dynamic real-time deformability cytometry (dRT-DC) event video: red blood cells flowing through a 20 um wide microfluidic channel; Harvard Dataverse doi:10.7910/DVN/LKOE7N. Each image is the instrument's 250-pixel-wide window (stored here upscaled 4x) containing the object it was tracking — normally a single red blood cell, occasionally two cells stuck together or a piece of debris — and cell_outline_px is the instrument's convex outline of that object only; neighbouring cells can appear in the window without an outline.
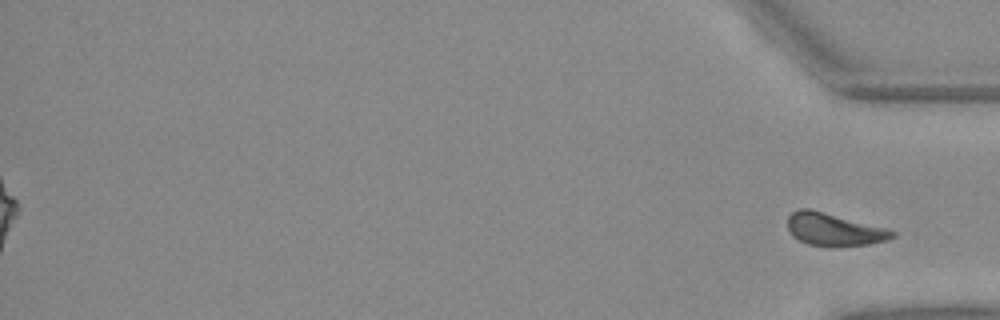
{"species": "Egyptian fruit bat (a non-hibernating species)", "species_latin": "Rousettus aegyptiacus", "temperature_condition": "warm", "stored_images_in_passage": 45, "segment_of_instrument_passage": [2, 2], "camera_frame_rate_fps": 3000, "um_per_image_px": 0.085, "animal": {"sex": "female"}, "frame": {"image": 1, "passage_image": 45, "time_ms": 14.667, "image_size_px": [1000, 320], "cell_outline_px": [[896, 236], [888, 240], [868, 244], [832, 248], [828, 248], [808, 244], [792, 236], [788, 228], [788, 216], [792, 212], [800, 208], [808, 208], [888, 228], [896, 232]], "centroid_in_image_um": [70.91, 19.53], "position_along_channel_um": 364.3, "area_um2": 20.23}}